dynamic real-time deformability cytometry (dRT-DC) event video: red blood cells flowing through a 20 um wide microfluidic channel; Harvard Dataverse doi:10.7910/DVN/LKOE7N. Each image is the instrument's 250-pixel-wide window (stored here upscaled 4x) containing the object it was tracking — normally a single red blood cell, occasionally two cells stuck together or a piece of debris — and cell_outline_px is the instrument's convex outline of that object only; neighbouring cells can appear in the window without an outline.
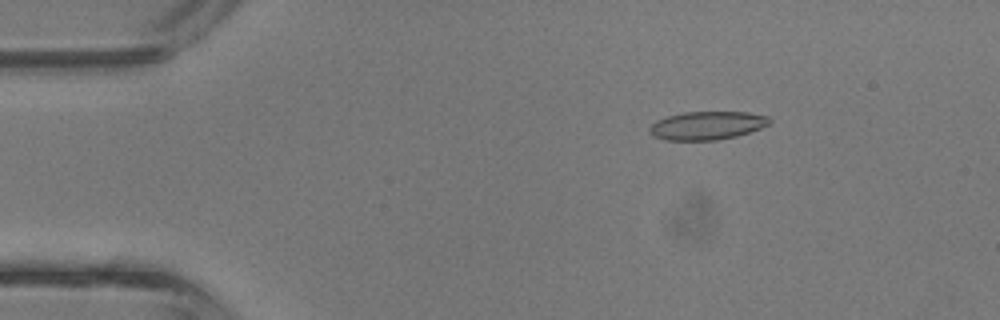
{"species": "common noctule bat (a hibernating species)", "species_latin": "Nyctalus noctula", "temperature_condition": "room temperature", "stored_images_in_passage": 36, "camera_frame_rate_fps": 3000, "um_per_image_px": 0.085, "animal": {"sex": "male", "body_mass_g": 13.3}, "frame": {"image": 1, "passage_image": 1, "time_ms": 0.0, "image_size_px": [1000, 320], "cell_outline_px": [[772, 120], [768, 124], [760, 128], [736, 136], [716, 140], [664, 140], [652, 136], [648, 128], [656, 120], [668, 116], [684, 112], [748, 112], [768, 116]], "centroid_in_image_um": [60.08, 10.67], "position_along_channel_um": 24.9, "area_um2": 19.77}}
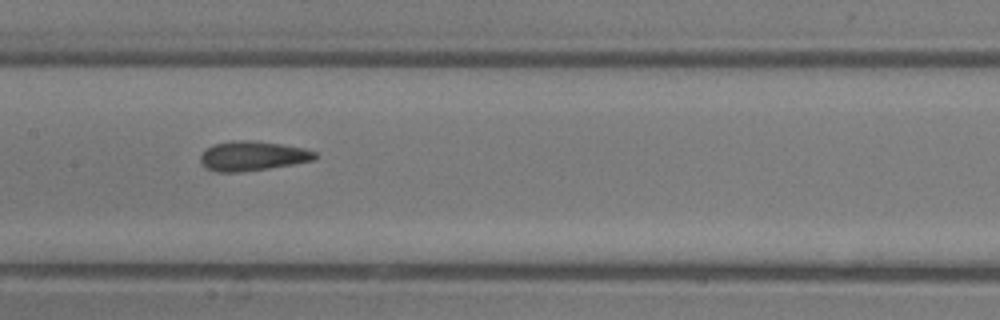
{"frame": {"image": 2, "passage_image": 15, "time_ms": 4.667, "image_size_px": [1000, 320], "cell_outline_px": [[320, 156], [316, 160], [268, 168], [240, 172], [216, 172], [200, 164], [200, 156], [204, 148], [212, 144], [232, 140], [248, 140], [280, 144], [304, 148], [316, 152]], "centroid_in_image_um": [21.45, 13.25], "position_along_channel_um": 186.0, "area_um2": 19.94}}
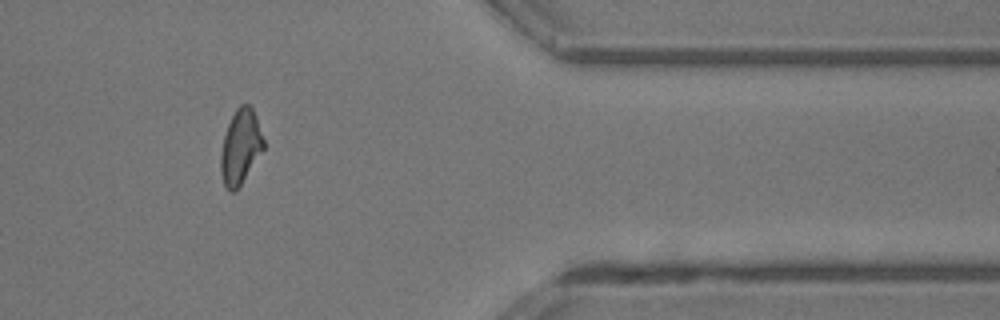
{"frame": {"image": 3, "passage_image": 29, "time_ms": 9.333, "image_size_px": [1000, 320], "cell_outline_px": [[264, 148], [236, 192], [228, 192], [224, 184], [220, 172], [220, 152], [224, 136], [228, 124], [236, 108], [240, 104], [248, 104], [252, 108], [256, 116], [264, 140]], "centroid_in_image_um": [20.42, 12.5], "position_along_channel_um": 391.0, "area_um2": 18.67}, "authors_computed_cell_mechanics": {"area_um2": 19.4497, "velocity_mm_per_s": 4.9169, "shape_relaxation_time_tau1_ms": 8.6985, "shape_relaxation_time_tau2_ms": 1.5423, "deformation_change_tau1": 0.1863, "deformation_change_tau2": 0.0729}}